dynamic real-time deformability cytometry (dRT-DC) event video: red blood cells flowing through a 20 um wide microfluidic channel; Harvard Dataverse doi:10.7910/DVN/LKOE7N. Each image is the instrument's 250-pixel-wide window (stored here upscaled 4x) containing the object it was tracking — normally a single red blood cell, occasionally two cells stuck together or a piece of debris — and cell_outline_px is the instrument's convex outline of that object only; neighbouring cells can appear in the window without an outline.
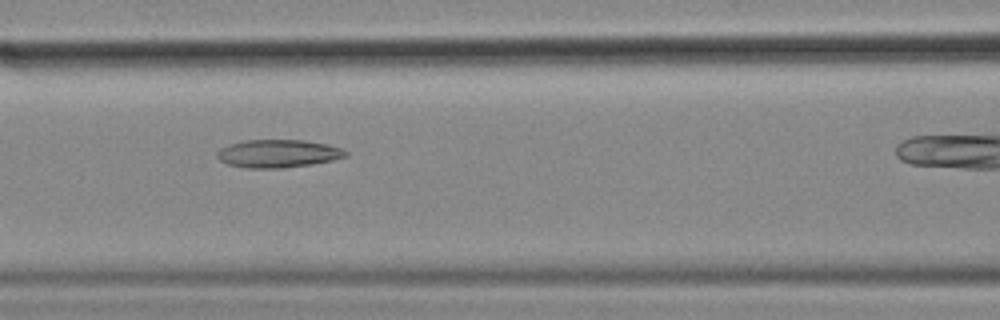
{"species": "common noctule bat (a hibernating species)", "species_latin": "Nyctalus noctula", "temperature_condition": "cold", "stored_images_in_passage": 32, "camera_frame_rate_fps": 3000, "um_per_image_px": 0.085, "animal": {"sex": "female", "body_mass_g": 18.4}, "frame": {"image": 1, "passage_image": 10, "time_ms": 3.0, "image_size_px": [1000, 320], "cell_outline_px": [[348, 156], [332, 160], [308, 164], [280, 168], [244, 168], [228, 164], [220, 160], [216, 156], [216, 152], [220, 148], [228, 144], [244, 140], [304, 140], [328, 144], [340, 148], [348, 152]], "centroid_in_image_um": [23.6, 13.04], "position_along_channel_um": 143.0, "area_um2": 20.92}}